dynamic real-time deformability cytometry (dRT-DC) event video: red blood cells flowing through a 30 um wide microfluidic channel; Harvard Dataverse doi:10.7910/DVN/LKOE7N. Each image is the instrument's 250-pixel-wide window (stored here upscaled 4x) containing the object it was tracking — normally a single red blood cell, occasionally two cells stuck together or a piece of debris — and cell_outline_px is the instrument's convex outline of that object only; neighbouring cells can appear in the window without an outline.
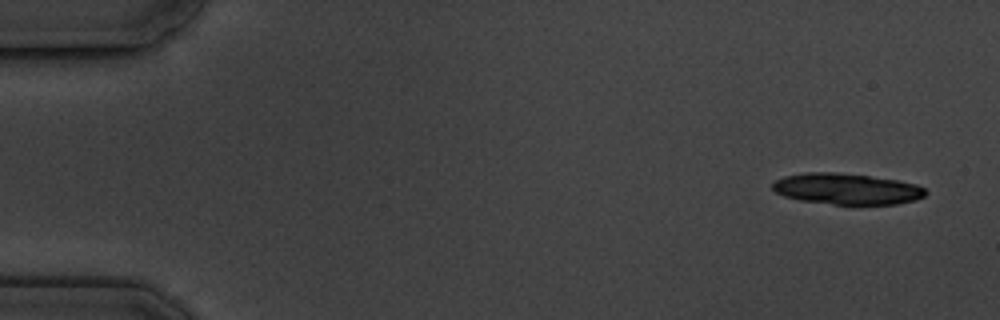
{"species": "common noctule bat (a hibernating species)", "species_latin": "Nyctalus noctula", "temperature_condition": "cold", "stored_images_in_passage": 6, "camera_frame_rate_fps": 3000, "um_per_image_px": 0.085, "animal": {"sex": "male", "body_mass_g": 19.5, "forearm_length_mm": 54.6}, "frame": {"image": 1, "passage_image": 1, "time_ms": 0.0, "image_size_px": [1000, 320], "cell_outline_px": [[928, 192], [924, 196], [916, 200], [896, 204], [832, 204], [800, 200], [784, 196], [776, 192], [772, 188], [772, 184], [776, 180], [784, 176], [804, 172], [836, 172], [868, 176], [896, 180], [916, 184], [924, 188]], "centroid_in_image_um": [71.97, 16.05], "position_along_channel_um": 13.0, "area_um2": 27.63}}